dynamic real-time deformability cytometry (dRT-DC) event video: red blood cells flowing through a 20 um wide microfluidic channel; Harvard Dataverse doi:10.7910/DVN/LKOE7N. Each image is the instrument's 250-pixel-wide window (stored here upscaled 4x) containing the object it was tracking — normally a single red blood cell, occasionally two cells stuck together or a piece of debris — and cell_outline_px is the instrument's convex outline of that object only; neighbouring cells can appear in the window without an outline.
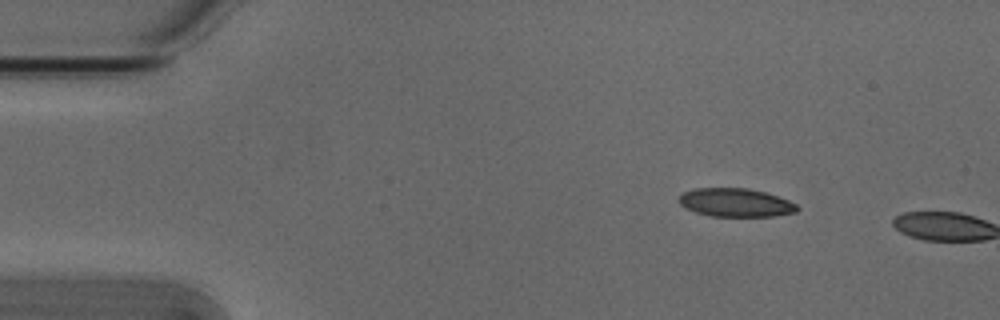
{"species": "Egyptian fruit bat (a non-hibernating species)", "species_latin": "Rousettus aegyptiacus", "temperature_condition": "cold", "stored_images_in_passage": 2, "camera_frame_rate_fps": 3000, "um_per_image_px": 0.085, "animal": {"sex": "male"}, "frame": {"image": 1, "passage_image": 1, "time_ms": 0.0, "image_size_px": [1000, 320], "cell_outline_px": [[800, 208], [796, 212], [772, 216], [712, 216], [696, 212], [680, 204], [676, 200], [684, 192], [692, 188], [748, 188], [764, 192], [788, 200], [796, 204]], "centroid_in_image_um": [62.51, 17.21], "position_along_channel_um": 22.5, "area_um2": 19.48}}